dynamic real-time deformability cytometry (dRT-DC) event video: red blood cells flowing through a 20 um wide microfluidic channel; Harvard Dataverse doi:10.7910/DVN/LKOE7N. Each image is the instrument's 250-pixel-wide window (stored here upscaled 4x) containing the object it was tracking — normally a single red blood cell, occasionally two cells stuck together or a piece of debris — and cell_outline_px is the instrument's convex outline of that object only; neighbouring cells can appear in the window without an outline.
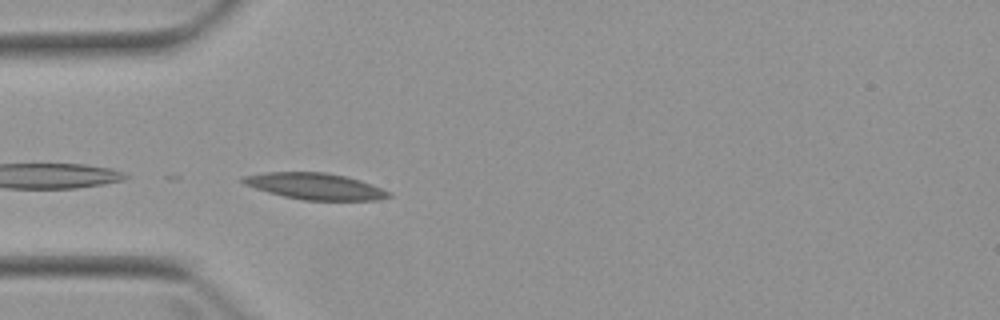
{"species": "Egyptian fruit bat (a non-hibernating species)", "species_latin": "Rousettus aegyptiacus", "temperature_condition": "warm", "stored_images_in_passage": 3, "camera_frame_rate_fps": 3000, "um_per_image_px": 0.085, "animal": {"sex": "female"}, "frame": {"image": 1, "passage_image": 3, "time_ms": 2.667, "image_size_px": [1000, 320], "cell_outline_px": [[392, 196], [380, 200], [304, 200], [284, 196], [268, 192], [244, 184], [240, 180], [240, 176], [264, 172], [324, 172], [344, 176], [360, 180], [372, 184], [392, 192]], "centroid_in_image_um": [26.8, 15.83], "position_along_channel_um": 58.2, "area_um2": 22.48}}